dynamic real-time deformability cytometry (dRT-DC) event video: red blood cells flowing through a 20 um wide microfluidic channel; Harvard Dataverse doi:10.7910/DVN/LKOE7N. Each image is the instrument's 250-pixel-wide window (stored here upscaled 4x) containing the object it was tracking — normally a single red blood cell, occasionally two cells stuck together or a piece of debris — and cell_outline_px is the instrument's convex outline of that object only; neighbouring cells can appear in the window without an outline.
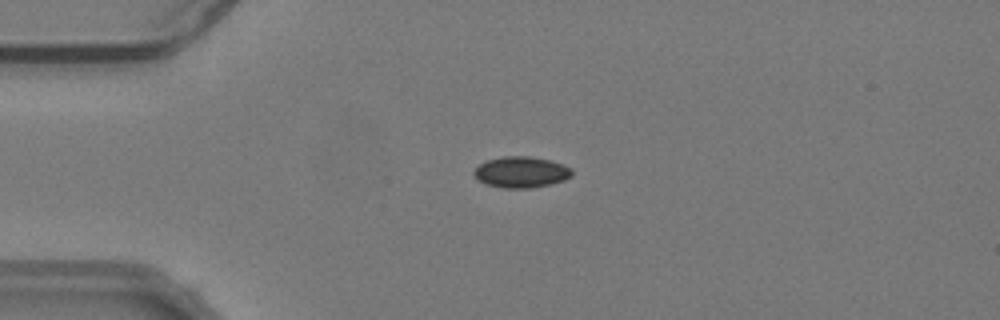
{"species": "common noctule bat (a hibernating species)", "species_latin": "Nyctalus noctula", "temperature_condition": "warm", "stored_images_in_passage": 55, "camera_frame_rate_fps": 3000, "um_per_image_px": 0.085, "animal": {"sex": "male", "body_mass_g": 19.2, "forearm_length_mm": 51.8}, "frame": {"image": 1, "passage_image": 14, "time_ms": 4.333, "image_size_px": [1000, 320], "cell_outline_px": [[572, 176], [564, 180], [532, 188], [504, 188], [484, 184], [476, 180], [472, 172], [480, 164], [488, 160], [504, 156], [528, 156], [548, 160], [572, 168]], "centroid_in_image_um": [44.25, 14.64], "position_along_channel_um": 40.7, "area_um2": 17.69}}
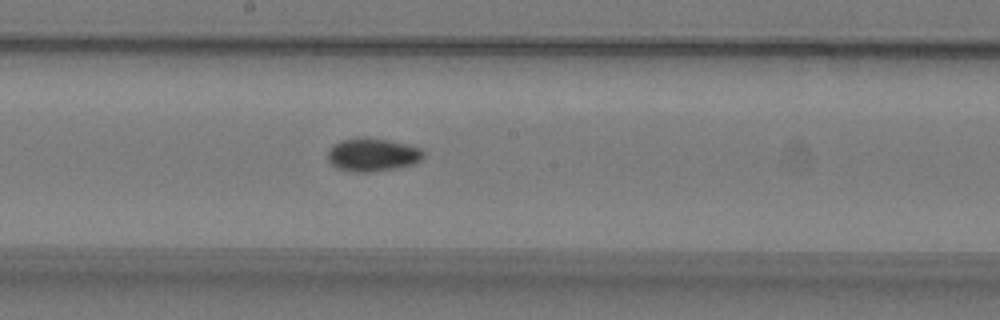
{"frame": {"image": 2, "passage_image": 30, "time_ms": 9.667, "image_size_px": [1000, 320], "cell_outline_px": [[424, 156], [420, 160], [412, 164], [396, 168], [372, 172], [352, 172], [336, 168], [328, 160], [328, 152], [332, 144], [340, 140], [356, 136], [368, 136], [388, 140], [420, 148], [424, 152]], "centroid_in_image_um": [31.61, 13.13], "position_along_channel_um": 216.6, "area_um2": 18.79}}
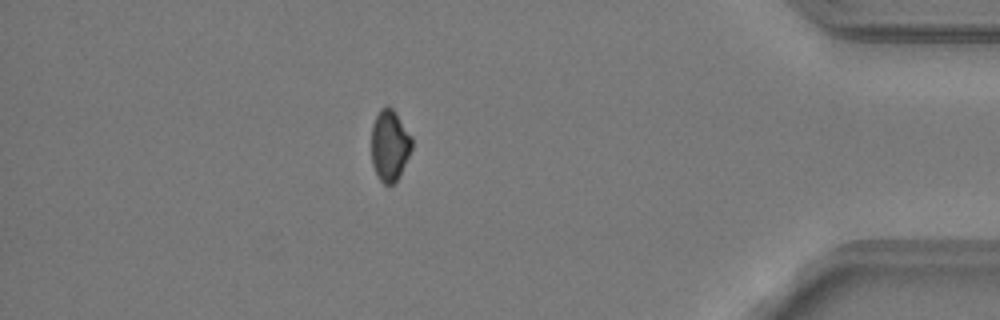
{"frame": {"image": 3, "passage_image": 48, "time_ms": 15.667, "image_size_px": [1000, 320], "cell_outline_px": [[412, 148], [400, 176], [392, 184], [384, 184], [380, 180], [372, 164], [372, 124], [380, 108], [388, 104], [396, 112], [412, 136]], "centroid_in_image_um": [33.13, 12.32], "position_along_channel_um": 402.1, "area_um2": 16.88}, "authors_computed_cell_mechanics": {"area_um2": 17.2822, "velocity_mm_per_s": 3.8141, "shape_relaxation_time_tau1_ms": 4.7407, "shape_relaxation_time_tau2_ms": 6.1294, "deformation_change_tau1": 0.0712, "deformation_change_tau2": 0.0707}}